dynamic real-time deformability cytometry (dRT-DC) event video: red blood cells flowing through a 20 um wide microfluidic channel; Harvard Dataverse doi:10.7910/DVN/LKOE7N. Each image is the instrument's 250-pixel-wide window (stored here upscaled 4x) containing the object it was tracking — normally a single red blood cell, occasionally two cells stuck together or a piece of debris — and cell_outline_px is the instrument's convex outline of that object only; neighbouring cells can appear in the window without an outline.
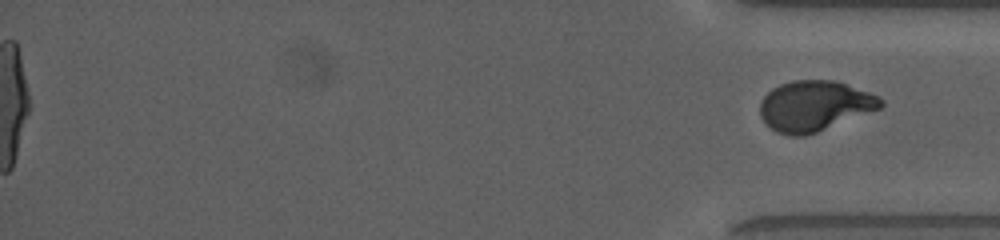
{"species": "human", "species_latin": "Homo sapiens", "temperature_condition": "warm", "stored_images_in_passage": 147, "segment_of_instrument_passage": [2, 2], "camera_frame_rate_fps": 3000, "um_per_image_px": 0.085, "donor": {"sex": "female"}, "frame": {"image": 1, "passage_image": 147, "time_ms": 24.667, "image_size_px": [1000, 240], "cell_outline_px": [[884, 104], [880, 108], [816, 132], [804, 136], [792, 136], [776, 132], [760, 116], [760, 104], [764, 96], [772, 88], [780, 84], [792, 80], [836, 80], [880, 96], [884, 100]], "centroid_in_image_um": [69.24, 8.98], "position_along_channel_um": 366.0, "area_um2": 35.26}}